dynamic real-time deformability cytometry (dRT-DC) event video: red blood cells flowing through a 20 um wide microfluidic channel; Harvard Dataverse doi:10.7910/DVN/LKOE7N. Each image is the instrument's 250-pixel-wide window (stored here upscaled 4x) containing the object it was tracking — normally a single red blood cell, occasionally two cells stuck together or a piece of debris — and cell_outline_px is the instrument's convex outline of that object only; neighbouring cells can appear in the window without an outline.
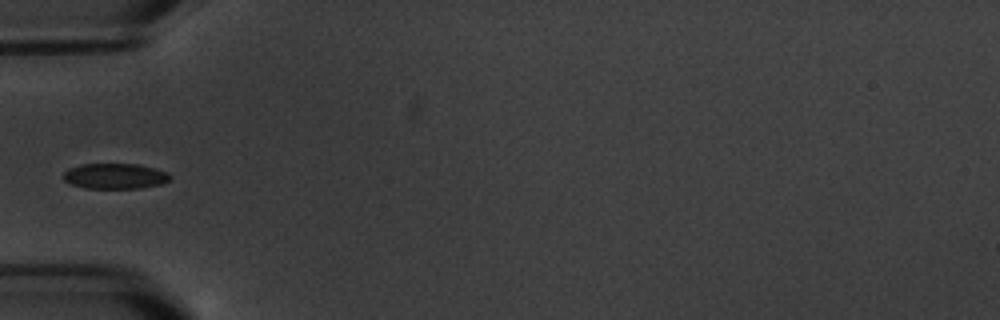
{"species": "common noctule bat (a hibernating species)", "species_latin": "Nyctalus noctula", "temperature_condition": "warm", "stored_images_in_passage": 5, "camera_frame_rate_fps": 3000, "um_per_image_px": 0.085, "animal": {"sex": "male", "body_mass_g": 20.1, "forearm_length_mm": 53.5}, "frame": {"image": 1, "passage_image": 5, "time_ms": 5.333, "image_size_px": [1000, 320], "cell_outline_px": [[172, 176], [168, 180], [160, 184], [140, 188], [84, 188], [72, 184], [64, 180], [64, 172], [68, 168], [80, 164], [140, 164], [156, 168], [168, 172]], "centroid_in_image_um": [9.79, 14.96], "position_along_channel_um": 75.2, "area_um2": 15.9}}